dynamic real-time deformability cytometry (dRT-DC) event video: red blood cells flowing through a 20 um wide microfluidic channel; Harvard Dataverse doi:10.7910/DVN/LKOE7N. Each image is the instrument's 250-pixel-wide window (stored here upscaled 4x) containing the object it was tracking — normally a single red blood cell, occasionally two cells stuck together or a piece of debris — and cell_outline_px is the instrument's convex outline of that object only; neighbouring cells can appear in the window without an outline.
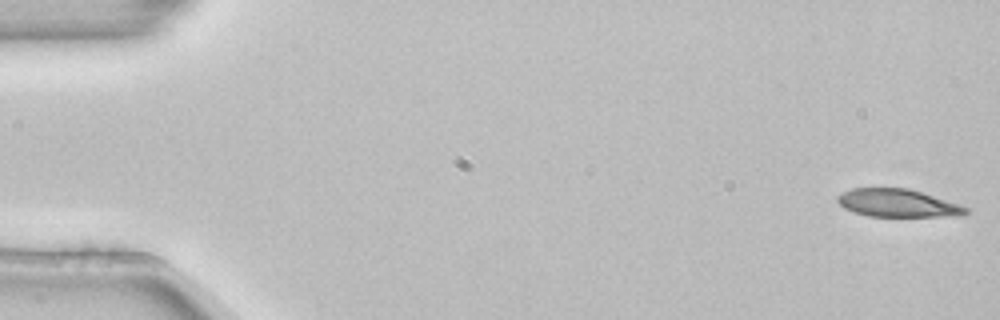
{"species": "common noctule bat (a hibernating species)", "species_latin": "Nyctalus noctula", "temperature_condition": "room temperature", "stored_images_in_passage": 5, "segment_of_instrument_passage": [2, 2], "camera_frame_rate_fps": 3000, "um_per_image_px": 0.085, "animal": {"sex": "female", "body_mass_g": 22.7, "forearm_length_mm": 54.2}, "frame": {"image": 1, "passage_image": 5, "time_ms": 1.333, "image_size_px": [1000, 320], "cell_outline_px": [[968, 212], [960, 216], [868, 216], [844, 208], [836, 200], [836, 196], [852, 188], [908, 188], [960, 204], [968, 208]], "centroid_in_image_um": [76.31, 17.26], "position_along_channel_um": 8.7, "area_um2": 20.69}}